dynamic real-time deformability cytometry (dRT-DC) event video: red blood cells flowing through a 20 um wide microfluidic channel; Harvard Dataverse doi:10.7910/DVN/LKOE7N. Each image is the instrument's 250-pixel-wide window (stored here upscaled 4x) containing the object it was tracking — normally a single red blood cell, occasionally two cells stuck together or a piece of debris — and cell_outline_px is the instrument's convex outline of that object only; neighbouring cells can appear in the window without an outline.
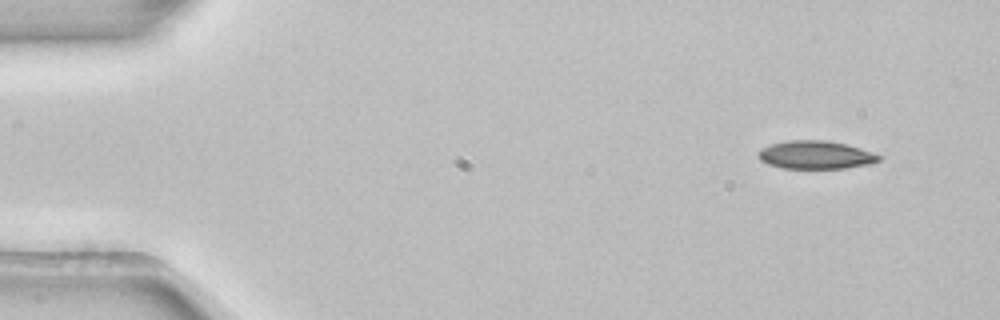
{"species": "common noctule bat (a hibernating species)", "species_latin": "Nyctalus noctula", "temperature_condition": "room temperature", "stored_images_in_passage": 4, "camera_frame_rate_fps": 3000, "um_per_image_px": 0.085, "animal": {"sex": "female", "body_mass_g": 22.7, "forearm_length_mm": 54.2}, "frame": {"image": 1, "passage_image": 1, "time_ms": 0.0, "image_size_px": [1000, 320], "cell_outline_px": [[884, 156], [880, 160], [872, 164], [844, 168], [780, 168], [768, 164], [760, 160], [756, 156], [756, 152], [760, 148], [772, 144], [788, 140], [828, 140], [860, 148]], "centroid_in_image_um": [69.31, 13.17], "position_along_channel_um": 15.7, "area_um2": 20.0}}
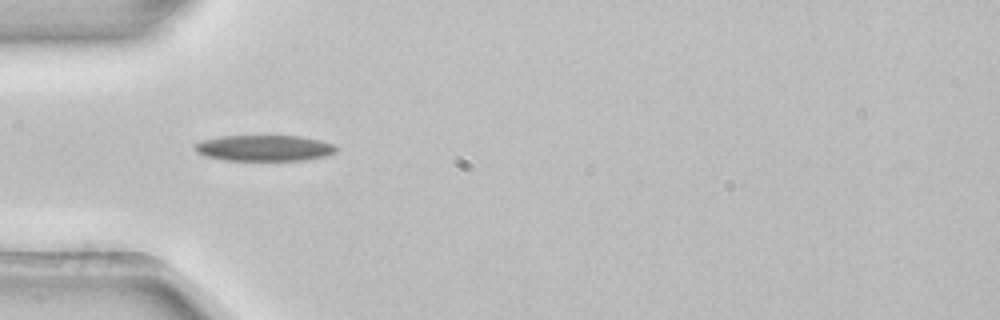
{"frame": {"image": 2, "passage_image": 3, "time_ms": 0.667, "image_size_px": [1000, 320], "cell_outline_px": [[336, 152], [328, 156], [304, 160], [224, 160], [204, 156], [196, 152], [192, 148], [192, 144], [204, 140], [220, 136], [300, 136], [320, 140], [332, 144], [336, 148]], "centroid_in_image_um": [22.42, 12.59], "position_along_channel_um": 62.6, "area_um2": 21.5}}